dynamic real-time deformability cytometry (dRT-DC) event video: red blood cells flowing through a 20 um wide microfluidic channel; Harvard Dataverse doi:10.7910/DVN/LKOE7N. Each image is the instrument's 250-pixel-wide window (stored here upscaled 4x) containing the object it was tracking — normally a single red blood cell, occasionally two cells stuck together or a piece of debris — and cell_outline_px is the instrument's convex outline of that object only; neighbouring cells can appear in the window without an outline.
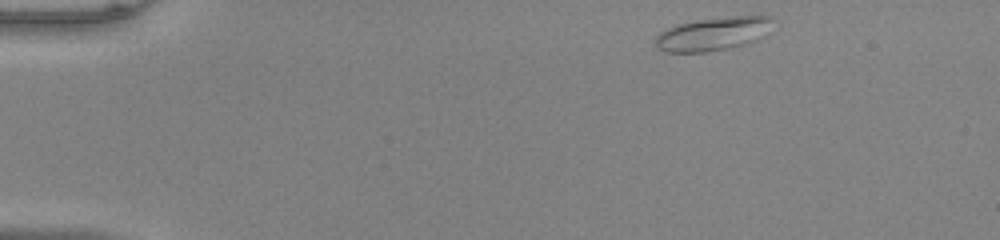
{"species": "common noctule bat (a hibernating species)", "species_latin": "Nyctalus noctula", "temperature_condition": "warm", "stored_images_in_passage": 45, "camera_frame_rate_fps": 3000, "um_per_image_px": 0.085, "animal": {"sex": "male", "body_mass_g": 20.0, "forearm_length_mm": 53.3}, "frame": {"image": 1, "passage_image": 1, "time_ms": 0.0, "image_size_px": [1000, 240], "cell_outline_px": [[772, 20], [756, 40], [748, 44], [704, 52], [664, 52], [656, 44], [656, 36], [660, 32], [676, 24], [696, 20], [736, 16], [768, 16]], "centroid_in_image_um": [60.52, 2.88], "position_along_channel_um": 24.5, "area_um2": 22.14}}
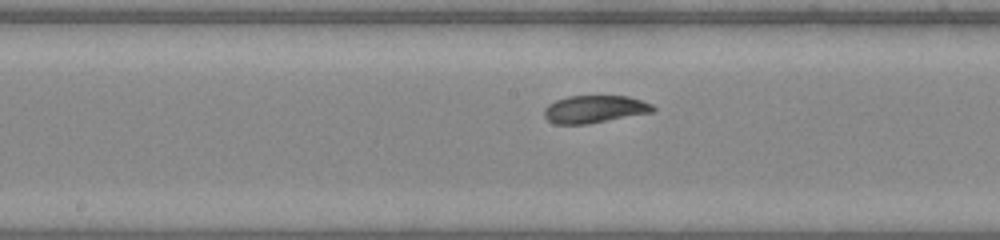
{"frame": {"image": 2, "passage_image": 21, "time_ms": 6.667, "image_size_px": [1000, 240], "cell_outline_px": [[656, 108], [652, 112], [588, 124], [556, 124], [548, 120], [544, 116], [544, 108], [548, 104], [556, 100], [568, 96], [628, 96], [652, 104]], "centroid_in_image_um": [50.52, 9.28], "position_along_channel_um": 197.7, "area_um2": 17.4}}
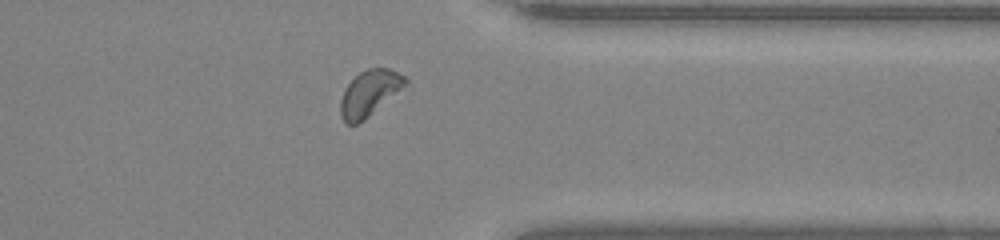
{"frame": {"image": 3, "passage_image": 35, "time_ms": 11.333, "image_size_px": [1000, 240], "cell_outline_px": [[412, 92], [364, 120], [356, 124], [344, 124], [340, 116], [340, 100], [344, 88], [360, 72], [368, 68], [388, 68], [404, 76], [408, 80]], "centroid_in_image_um": [31.6, 7.97], "position_along_channel_um": 379.8, "area_um2": 19.13}, "authors_computed_cell_mechanics": {"area_um2": 18.207, "velocity_mm_per_s": 3.9944, "shape_relaxation_time_tau1_ms": 3.2716, "shape_relaxation_time_tau2_ms": 1.696, "deformation_change_tau1": 0.1486, "deformation_change_tau2": 0.0539}}